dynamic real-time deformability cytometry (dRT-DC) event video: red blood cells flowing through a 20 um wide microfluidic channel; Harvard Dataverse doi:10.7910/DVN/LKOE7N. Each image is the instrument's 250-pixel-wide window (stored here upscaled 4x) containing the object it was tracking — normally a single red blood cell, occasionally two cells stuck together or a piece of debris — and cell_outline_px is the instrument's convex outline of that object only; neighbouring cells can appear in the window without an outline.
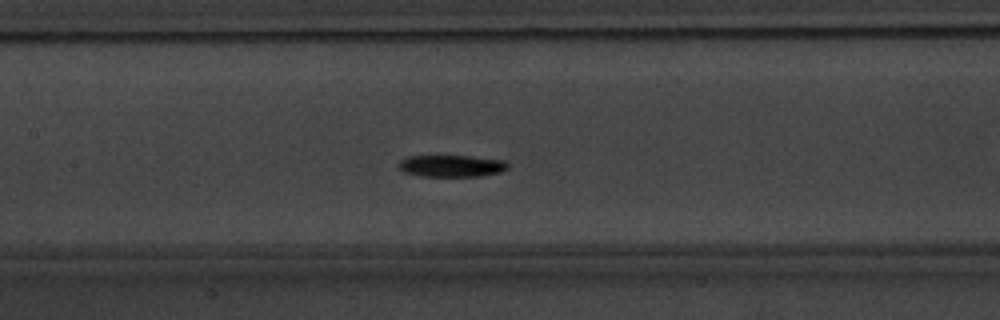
{"species": "common noctule bat (a hibernating species)", "species_latin": "Nyctalus noctula", "temperature_condition": "warm", "stored_images_in_passage": 41, "camera_frame_rate_fps": 3000, "um_per_image_px": 0.085, "animal": {"sex": "male", "body_mass_g": 20.1, "forearm_length_mm": 53.5}, "frame": {"image": 1, "passage_image": 12, "time_ms": 3.667, "image_size_px": [1000, 320], "cell_outline_px": [[508, 168], [500, 172], [480, 176], [420, 176], [404, 172], [396, 164], [400, 160], [408, 156], [472, 156], [504, 160], [508, 164]], "centroid_in_image_um": [38.36, 14.1], "position_along_channel_um": 169.0, "area_um2": 13.93}}
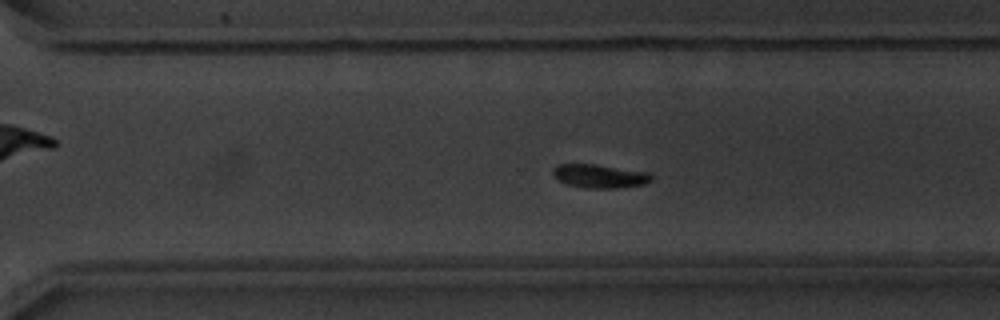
{"frame": {"image": 2, "passage_image": 24, "time_ms": 7.667, "image_size_px": [1000, 320], "cell_outline_px": [[652, 180], [644, 184], [616, 188], [584, 188], [568, 184], [552, 176], [552, 168], [556, 164], [596, 164], [648, 172], [652, 176]], "centroid_in_image_um": [50.94, 14.96], "position_along_channel_um": 319.7, "area_um2": 13.58}}
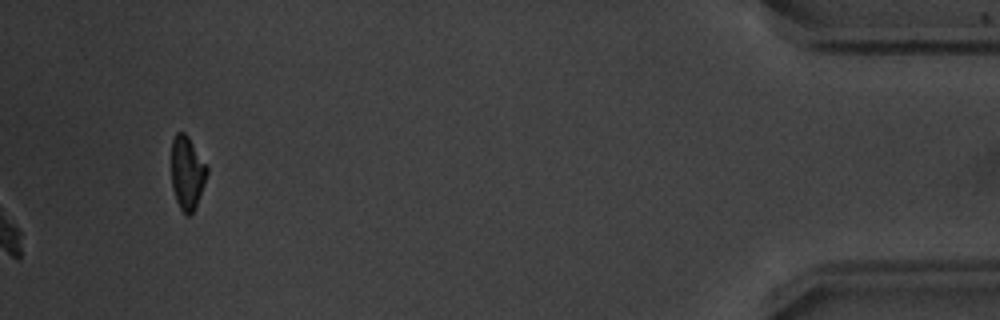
{"frame": {"image": 3, "passage_image": 41, "time_ms": 13.333, "image_size_px": [1000, 320], "cell_outline_px": [[208, 172], [196, 208], [188, 216], [180, 208], [176, 200], [172, 188], [172, 140], [176, 132], [184, 132], [188, 136], [208, 168]], "centroid_in_image_um": [15.91, 14.69], "position_along_channel_um": 419.3, "area_um2": 15.09}, "authors_computed_cell_mechanics": {"area_um2": 13.9298, "velocity_mm_per_s": 3.7819, "shape_relaxation_time_tau1_ms": 1.4194, "shape_relaxation_time_tau2_ms": null, "deformation_change_tau1": 0.1596, "deformation_change_tau2": null}}